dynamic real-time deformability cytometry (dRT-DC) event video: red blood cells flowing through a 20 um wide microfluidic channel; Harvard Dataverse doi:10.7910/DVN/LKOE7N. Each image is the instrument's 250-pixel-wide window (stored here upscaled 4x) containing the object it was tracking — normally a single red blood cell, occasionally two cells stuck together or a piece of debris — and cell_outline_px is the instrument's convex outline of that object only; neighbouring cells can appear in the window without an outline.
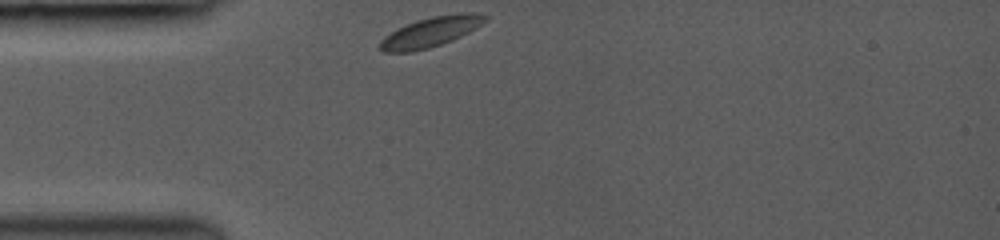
{"species": "common noctule bat (a hibernating species)", "species_latin": "Nyctalus noctula", "temperature_condition": "room temperature", "stored_images_in_passage": 23, "camera_frame_rate_fps": 3000, "um_per_image_px": 0.085, "animal": {"sex": "female", "body_mass_g": 19.0, "forearm_length_mm": 53.3}, "frame": {"image": 1, "passage_image": 1, "time_ms": 0.0, "image_size_px": [1000, 240], "cell_outline_px": [[488, 20], [476, 28], [452, 40], [428, 48], [412, 52], [384, 52], [380, 48], [380, 40], [384, 36], [416, 20], [432, 16], [464, 12], [476, 12], [488, 16]], "centroid_in_image_um": [36.65, 2.7], "position_along_channel_um": 48.3, "area_um2": 18.21}}
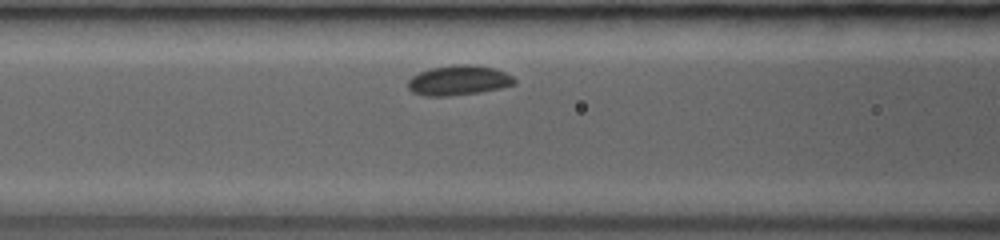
{"frame": {"image": 2, "passage_image": 9, "time_ms": 2.333, "image_size_px": [1000, 240], "cell_outline_px": [[516, 84], [500, 88], [480, 92], [448, 96], [424, 96], [412, 92], [408, 88], [408, 80], [412, 76], [420, 72], [432, 68], [456, 64], [476, 64], [492, 68], [504, 72], [512, 76], [516, 80]], "centroid_in_image_um": [38.98, 6.83], "position_along_channel_um": 127.6, "area_um2": 18.55}}
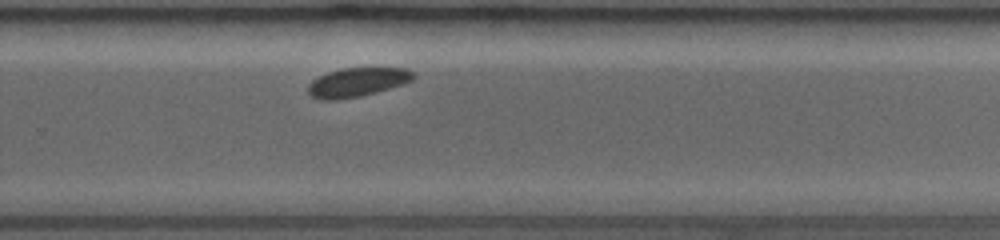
{"frame": {"image": 3, "passage_image": 23, "time_ms": 6.667, "image_size_px": [1000, 240], "cell_outline_px": [[416, 76], [412, 80], [404, 84], [376, 92], [360, 96], [336, 100], [320, 100], [312, 96], [308, 92], [308, 84], [312, 80], [328, 72], [344, 68], [408, 68], [416, 72]], "centroid_in_image_um": [30.4, 6.98], "position_along_channel_um": 299.4, "area_um2": 17.86}}